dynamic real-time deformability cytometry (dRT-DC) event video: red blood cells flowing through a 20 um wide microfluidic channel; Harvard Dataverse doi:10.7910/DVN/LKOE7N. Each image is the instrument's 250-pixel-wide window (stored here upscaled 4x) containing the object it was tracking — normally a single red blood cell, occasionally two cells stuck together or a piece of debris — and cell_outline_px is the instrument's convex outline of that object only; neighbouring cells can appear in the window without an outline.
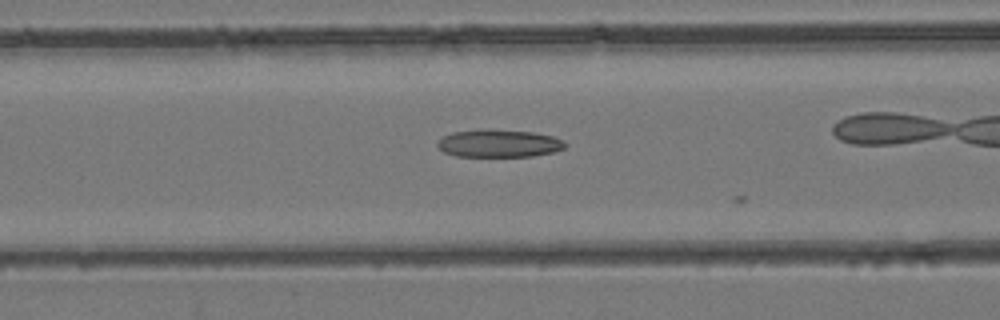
{"species": "common noctule bat (a hibernating species)", "species_latin": "Nyctalus noctula", "temperature_condition": "room temperature", "stored_images_in_passage": 21, "camera_frame_rate_fps": 3000, "um_per_image_px": 0.085, "animal": {"sex": "female", "body_mass_g": 24.6, "forearm_length_mm": 56.2}, "frame": {"image": 1, "passage_image": 20, "time_ms": 6.333, "image_size_px": [1000, 320], "cell_outline_px": [[568, 144], [564, 148], [552, 152], [532, 156], [456, 156], [444, 152], [436, 144], [436, 140], [452, 132], [484, 128], [488, 128], [532, 132], [552, 136], [564, 140]], "centroid_in_image_um": [42.39, 12.17], "position_along_channel_um": 124.2, "area_um2": 20.81}}